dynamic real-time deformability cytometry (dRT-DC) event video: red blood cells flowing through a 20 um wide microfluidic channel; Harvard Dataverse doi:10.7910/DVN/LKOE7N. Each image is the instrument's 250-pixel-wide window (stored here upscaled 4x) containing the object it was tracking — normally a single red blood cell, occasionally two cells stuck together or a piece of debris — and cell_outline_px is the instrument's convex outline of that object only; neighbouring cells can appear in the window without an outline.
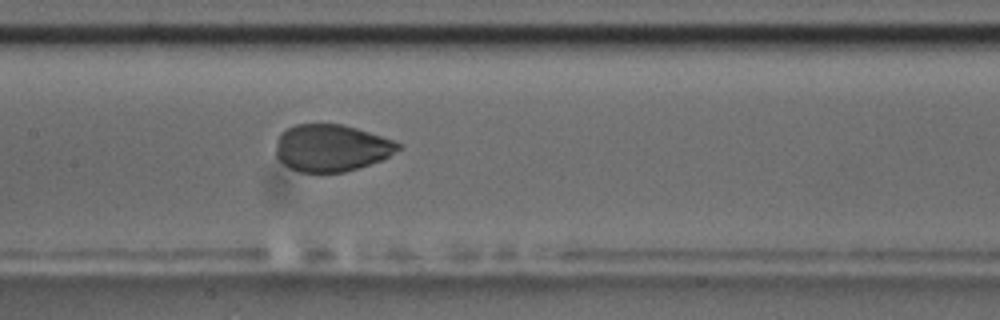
{"species": "common noctule bat (a hibernating species)", "species_latin": "Nyctalus noctula", "temperature_condition": "room temperature", "stored_images_in_passage": 8, "camera_frame_rate_fps": 3000, "um_per_image_px": 0.085, "animal": {"sex": "male", "body_mass_g": 17.5, "forearm_length_mm": 52.3}, "frame": {"image": 1, "passage_image": 8, "time_ms": 9.0, "image_size_px": [1000, 320], "cell_outline_px": [[400, 148], [388, 156], [380, 160], [344, 172], [300, 172], [288, 168], [276, 156], [276, 140], [280, 132], [296, 124], [340, 124], [356, 128], [392, 140], [400, 144]], "centroid_in_image_um": [28.1, 12.57], "position_along_channel_um": 179.3, "area_um2": 33.18}}